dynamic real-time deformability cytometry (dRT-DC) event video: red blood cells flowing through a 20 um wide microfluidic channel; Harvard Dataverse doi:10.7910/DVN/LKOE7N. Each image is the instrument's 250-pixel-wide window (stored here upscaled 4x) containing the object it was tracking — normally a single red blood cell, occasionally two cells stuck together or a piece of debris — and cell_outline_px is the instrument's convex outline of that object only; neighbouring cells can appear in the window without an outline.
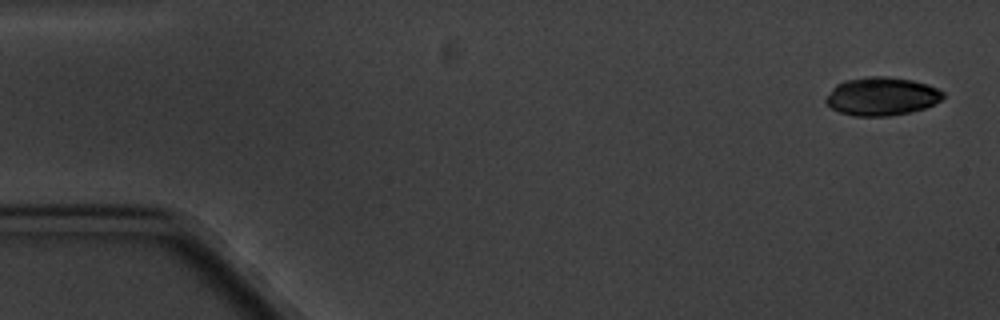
{"species": "common noctule bat (a hibernating species)", "species_latin": "Nyctalus noctula", "temperature_condition": "cold", "stored_images_in_passage": 5, "camera_frame_rate_fps": 3000, "um_per_image_px": 0.085, "animal": {"sex": "male", "body_mass_g": 20.1, "forearm_length_mm": 53.5}, "frame": {"image": 1, "passage_image": 1, "time_ms": 0.0, "image_size_px": [1000, 320], "cell_outline_px": [[944, 96], [940, 100], [924, 108], [908, 112], [888, 116], [856, 116], [840, 112], [832, 108], [824, 100], [832, 88], [836, 84], [844, 80], [868, 76], [888, 76], [912, 80], [928, 84], [944, 92]], "centroid_in_image_um": [74.92, 8.17], "position_along_channel_um": 10.1, "area_um2": 26.07}}